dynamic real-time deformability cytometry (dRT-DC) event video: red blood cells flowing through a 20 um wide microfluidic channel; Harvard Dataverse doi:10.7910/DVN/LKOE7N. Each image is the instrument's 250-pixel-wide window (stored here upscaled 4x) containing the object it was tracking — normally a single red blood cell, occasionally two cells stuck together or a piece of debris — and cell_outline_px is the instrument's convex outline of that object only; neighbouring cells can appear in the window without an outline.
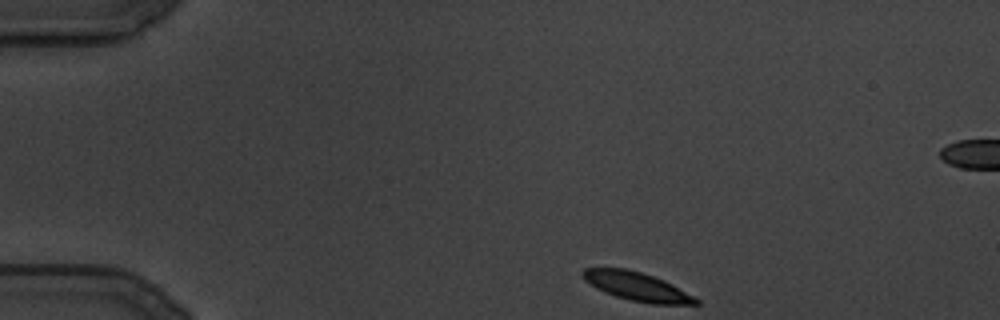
{"species": "common noctule bat (a hibernating species)", "species_latin": "Nyctalus noctula", "temperature_condition": "cold", "stored_images_in_passage": 48, "camera_frame_rate_fps": 3000, "um_per_image_px": 0.085, "animal": {"sex": "male", "body_mass_g": 19.5, "forearm_length_mm": 54.6}, "frame": {"image": 1, "passage_image": 1, "time_ms": 0.0, "image_size_px": [1000, 320], "cell_outline_px": [[700, 304], [652, 304], [632, 300], [616, 296], [604, 292], [596, 288], [584, 280], [580, 272], [584, 268], [624, 268], [640, 272], [664, 280], [672, 284], [700, 300]], "centroid_in_image_um": [54.11, 24.34], "position_along_channel_um": 30.9, "area_um2": 18.67}}
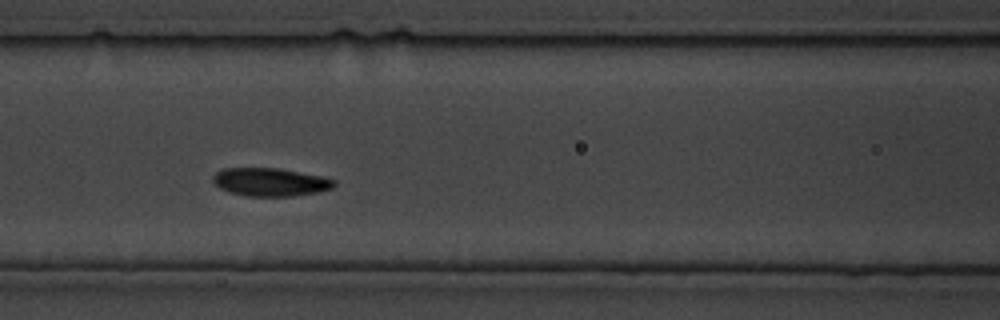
{"frame": {"image": 2, "passage_image": 34, "time_ms": 11.0, "image_size_px": [1000, 320], "cell_outline_px": [[336, 184], [332, 188], [316, 192], [292, 196], [248, 196], [228, 192], [220, 188], [212, 180], [212, 176], [216, 172], [224, 168], [280, 168], [324, 176], [336, 180]], "centroid_in_image_um": [22.98, 15.46], "position_along_channel_um": 143.6, "area_um2": 20.0}}
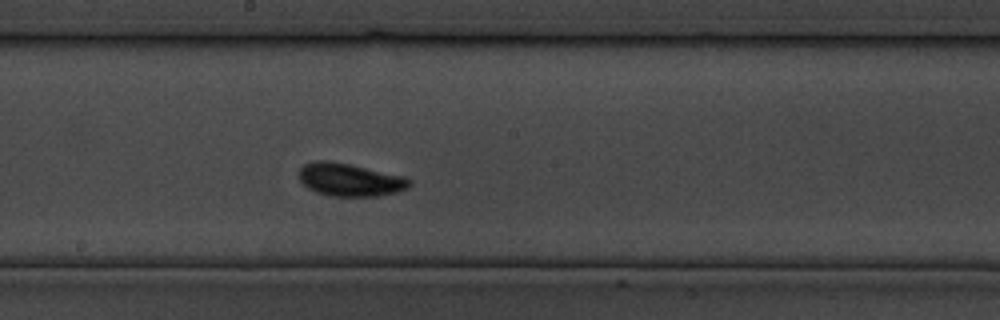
{"frame": {"image": 3, "passage_image": 48, "time_ms": 15.667, "image_size_px": [1000, 320], "cell_outline_px": [[412, 184], [408, 188], [396, 192], [380, 196], [332, 196], [316, 192], [308, 188], [300, 180], [300, 168], [304, 164], [316, 160], [324, 160], [348, 164], [404, 176], [412, 180]], "centroid_in_image_um": [29.76, 15.28], "position_along_channel_um": 218.4, "area_um2": 21.04}}